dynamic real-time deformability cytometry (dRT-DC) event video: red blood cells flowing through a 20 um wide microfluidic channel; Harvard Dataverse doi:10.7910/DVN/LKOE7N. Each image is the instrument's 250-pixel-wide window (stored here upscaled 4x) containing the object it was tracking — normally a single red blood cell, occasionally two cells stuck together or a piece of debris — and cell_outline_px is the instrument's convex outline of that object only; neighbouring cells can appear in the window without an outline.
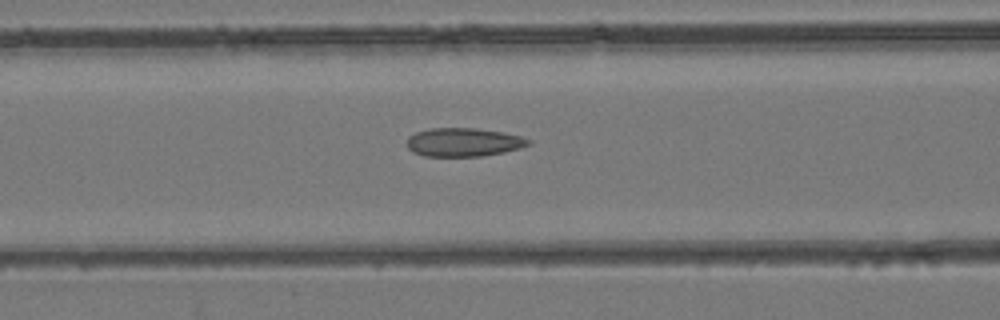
{"species": "common noctule bat (a hibernating species)", "species_latin": "Nyctalus noctula", "temperature_condition": "room temperature", "stored_images_in_passage": 21, "camera_frame_rate_fps": 3000, "um_per_image_px": 0.085, "animal": {"sex": "female", "body_mass_g": 24.6, "forearm_length_mm": 56.2}, "frame": {"image": 1, "passage_image": 6, "time_ms": 1.667, "image_size_px": [1000, 320], "cell_outline_px": [[532, 144], [520, 148], [504, 152], [480, 156], [424, 156], [412, 152], [408, 148], [408, 136], [416, 132], [428, 128], [476, 128], [500, 132], [520, 136], [532, 140]], "centroid_in_image_um": [39.4, 12.09], "position_along_channel_um": 127.2, "area_um2": 20.23}}
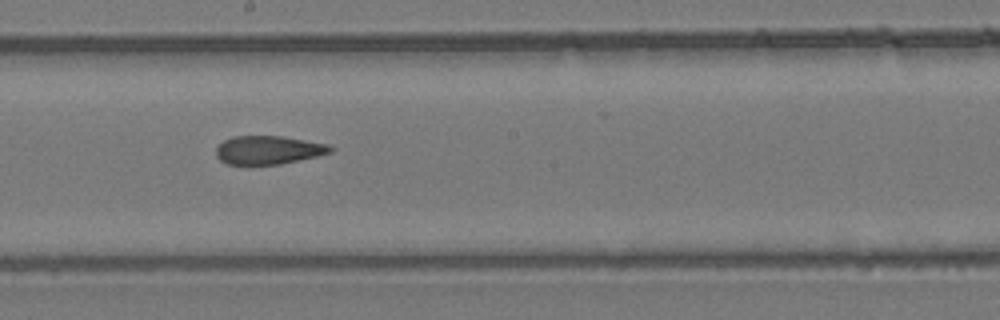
{"frame": {"image": 2, "passage_image": 13, "time_ms": 4.0, "image_size_px": [1000, 320], "cell_outline_px": [[336, 148], [332, 152], [316, 156], [280, 164], [248, 168], [228, 164], [220, 160], [216, 156], [216, 148], [224, 140], [232, 136], [280, 136], [328, 144]], "centroid_in_image_um": [22.76, 12.79], "position_along_channel_um": 225.4, "area_um2": 19.59}}
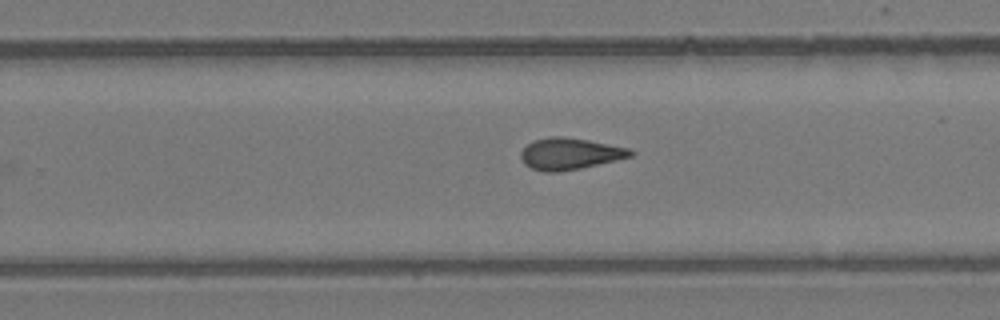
{"frame": {"image": 3, "passage_image": 17, "time_ms": 5.333, "image_size_px": [1000, 320], "cell_outline_px": [[636, 152], [632, 156], [616, 160], [580, 168], [556, 172], [544, 172], [532, 168], [524, 164], [520, 156], [520, 152], [528, 144], [536, 140], [548, 136], [564, 136], [588, 140], [632, 148]], "centroid_in_image_um": [48.46, 13.06], "position_along_channel_um": 281.3, "area_um2": 20.23}}